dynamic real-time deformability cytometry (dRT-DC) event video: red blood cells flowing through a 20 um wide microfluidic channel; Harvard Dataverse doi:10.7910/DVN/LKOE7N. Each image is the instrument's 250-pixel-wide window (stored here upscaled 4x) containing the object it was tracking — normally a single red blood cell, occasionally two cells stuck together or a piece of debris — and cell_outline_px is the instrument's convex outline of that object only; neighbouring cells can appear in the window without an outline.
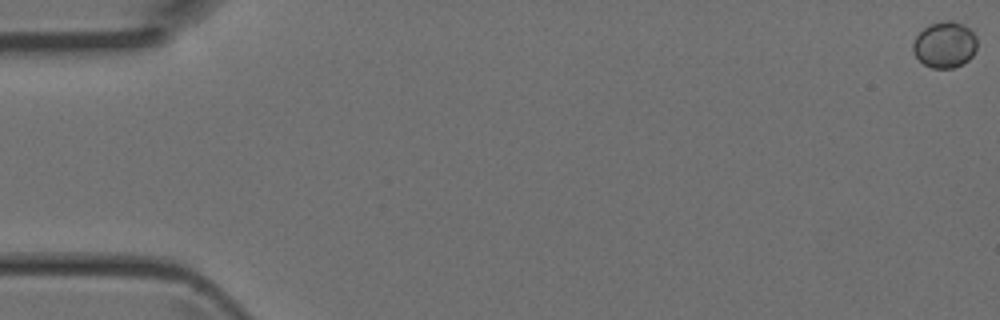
{"species": "Egyptian fruit bat (a non-hibernating species)", "species_latin": "Rousettus aegyptiacus", "temperature_condition": "room temperature", "stored_images_in_passage": 4, "segment_of_instrument_passage": [2, 2], "camera_frame_rate_fps": 3000, "um_per_image_px": 0.085, "animal": {"sex": "female"}, "frame": {"image": 1, "passage_image": 4, "time_ms": 1.0, "image_size_px": [1000, 320], "cell_outline_px": [[976, 48], [972, 56], [964, 64], [952, 68], [932, 68], [924, 64], [916, 56], [912, 48], [912, 44], [916, 36], [924, 28], [932, 24], [944, 20], [952, 20], [968, 28], [976, 36]], "centroid_in_image_um": [80.3, 3.81], "position_along_channel_um": 4.7, "area_um2": 17.11}}